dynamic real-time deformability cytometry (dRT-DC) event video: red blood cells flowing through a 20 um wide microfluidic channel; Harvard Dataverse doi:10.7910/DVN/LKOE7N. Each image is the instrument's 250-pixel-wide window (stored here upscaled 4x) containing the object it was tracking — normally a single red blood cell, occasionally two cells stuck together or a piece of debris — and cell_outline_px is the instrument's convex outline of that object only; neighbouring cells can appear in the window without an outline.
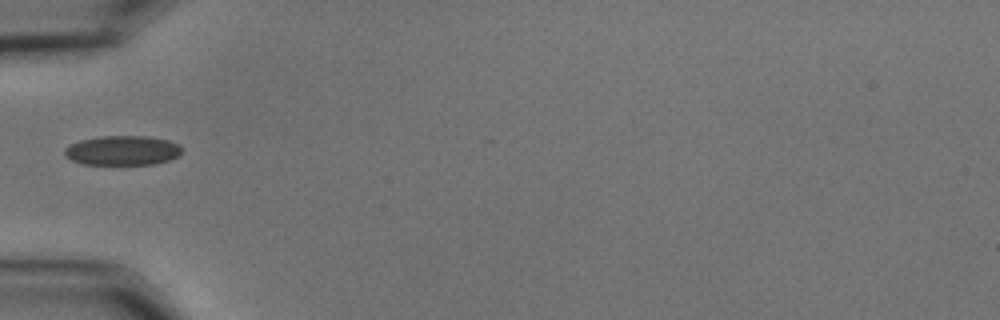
{"species": "common noctule bat (a hibernating species)", "species_latin": "Nyctalus noctula", "temperature_condition": "cold", "stored_images_in_passage": 22, "camera_frame_rate_fps": 3000, "um_per_image_px": 0.085, "animal": {"sex": "male", "body_mass_g": 15.6}, "frame": {"image": 1, "passage_image": 1, "time_ms": 0.0, "image_size_px": [1000, 320], "cell_outline_px": [[180, 156], [168, 160], [152, 164], [84, 164], [72, 160], [64, 156], [64, 148], [68, 144], [80, 140], [100, 136], [144, 136], [168, 140], [180, 144]], "centroid_in_image_um": [10.38, 12.78], "position_along_channel_um": 74.6, "area_um2": 20.23}}